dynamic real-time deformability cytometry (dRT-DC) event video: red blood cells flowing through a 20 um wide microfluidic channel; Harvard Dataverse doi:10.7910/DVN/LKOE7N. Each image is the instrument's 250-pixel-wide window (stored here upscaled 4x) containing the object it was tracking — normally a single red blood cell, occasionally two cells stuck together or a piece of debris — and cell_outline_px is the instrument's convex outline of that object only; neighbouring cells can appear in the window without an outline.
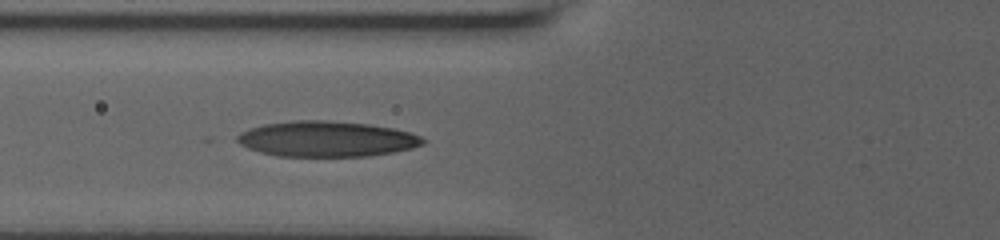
{"species": "human", "species_latin": "Homo sapiens", "temperature_condition": "room temperature", "stored_images_in_passage": 5, "camera_frame_rate_fps": 3000, "um_per_image_px": 0.085, "donor": {"sex": "male"}, "frame": {"image": 1, "passage_image": 5, "time_ms": 3.667, "image_size_px": [1000, 240], "cell_outline_px": [[424, 144], [412, 148], [392, 152], [368, 156], [276, 156], [260, 152], [248, 148], [240, 144], [236, 140], [236, 136], [240, 132], [248, 128], [264, 124], [292, 120], [324, 120], [368, 124], [392, 128], [408, 132], [420, 136], [424, 140]], "centroid_in_image_um": [27.71, 11.81], "position_along_channel_um": 98.1, "area_um2": 38.44}}